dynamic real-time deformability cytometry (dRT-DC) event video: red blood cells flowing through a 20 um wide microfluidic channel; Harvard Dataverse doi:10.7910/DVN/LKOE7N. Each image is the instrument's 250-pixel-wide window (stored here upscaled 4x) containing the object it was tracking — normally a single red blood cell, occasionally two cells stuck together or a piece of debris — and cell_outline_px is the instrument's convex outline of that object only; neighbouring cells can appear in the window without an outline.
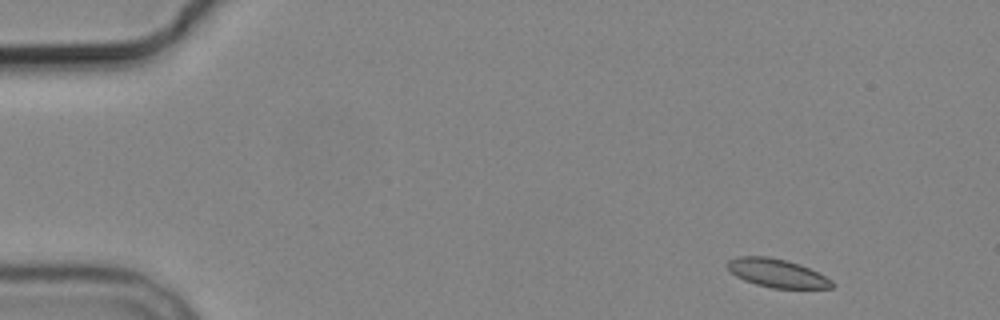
{"species": "common noctule bat (a hibernating species)", "species_latin": "Nyctalus noctula", "temperature_condition": "cold", "stored_images_in_passage": 3, "camera_frame_rate_fps": 3000, "um_per_image_px": 0.085, "animal": {"sex": "male", "body_mass_g": 19.2, "forearm_length_mm": 51.8}, "frame": {"image": 1, "passage_image": 1, "time_ms": 0.0, "image_size_px": [1000, 320], "cell_outline_px": [[836, 284], [832, 288], [772, 288], [756, 284], [744, 280], [736, 276], [728, 268], [728, 260], [736, 256], [768, 256], [800, 264], [832, 280]], "centroid_in_image_um": [66.04, 23.21], "position_along_channel_um": 19.0, "area_um2": 17.17}}